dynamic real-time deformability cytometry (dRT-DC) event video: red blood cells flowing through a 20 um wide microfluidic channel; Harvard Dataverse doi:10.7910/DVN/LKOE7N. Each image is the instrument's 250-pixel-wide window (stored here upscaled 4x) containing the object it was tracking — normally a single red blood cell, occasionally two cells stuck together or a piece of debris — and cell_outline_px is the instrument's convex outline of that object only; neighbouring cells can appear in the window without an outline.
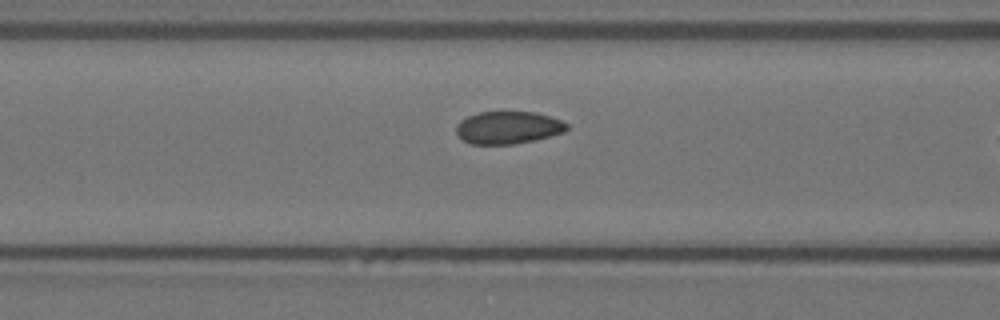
{"species": "Egyptian fruit bat (a non-hibernating species)", "species_latin": "Rousettus aegyptiacus", "temperature_condition": "warm", "stored_images_in_passage": 6, "camera_frame_rate_fps": 3000, "um_per_image_px": 0.085, "animal": {"sex": "female"}, "frame": {"image": 1, "passage_image": 5, "time_ms": 1.333, "image_size_px": [1000, 320], "cell_outline_px": [[568, 128], [564, 132], [536, 140], [512, 144], [472, 144], [464, 140], [456, 132], [456, 124], [460, 120], [476, 112], [536, 112], [560, 120], [568, 124]], "centroid_in_image_um": [43.18, 10.84], "position_along_channel_um": 123.4, "area_um2": 20.92}}